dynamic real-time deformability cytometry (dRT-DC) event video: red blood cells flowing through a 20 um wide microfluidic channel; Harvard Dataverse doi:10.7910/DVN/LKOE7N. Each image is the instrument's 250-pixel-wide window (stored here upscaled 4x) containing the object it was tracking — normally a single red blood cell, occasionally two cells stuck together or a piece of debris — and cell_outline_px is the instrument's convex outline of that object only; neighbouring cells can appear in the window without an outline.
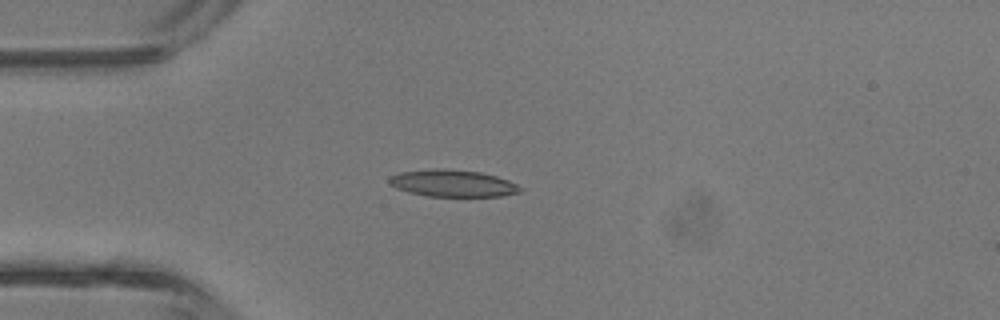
{"species": "common noctule bat (a hibernating species)", "species_latin": "Nyctalus noctula", "temperature_condition": "room temperature", "stored_images_in_passage": 32, "camera_frame_rate_fps": 3000, "um_per_image_px": 0.085, "animal": {"sex": "male", "body_mass_g": 13.3}, "frame": {"image": 1, "passage_image": 1, "time_ms": 0.0, "image_size_px": [1000, 320], "cell_outline_px": [[524, 188], [520, 192], [500, 196], [428, 196], [408, 192], [396, 188], [388, 184], [388, 176], [400, 172], [432, 168], [440, 168], [480, 172], [496, 176], [508, 180]], "centroid_in_image_um": [38.44, 15.57], "position_along_channel_um": 46.6, "area_um2": 20.69}}
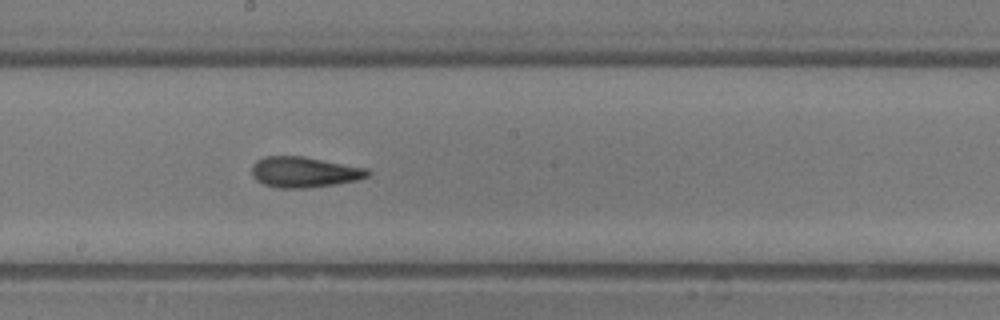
{"frame": {"image": 2, "passage_image": 13, "time_ms": 4.0, "image_size_px": [1000, 320], "cell_outline_px": [[372, 172], [368, 176], [356, 180], [336, 184], [304, 188], [280, 188], [264, 184], [256, 180], [252, 176], [252, 164], [256, 160], [264, 156], [304, 156], [368, 168]], "centroid_in_image_um": [25.86, 14.61], "position_along_channel_um": 222.3, "area_um2": 20.81}}
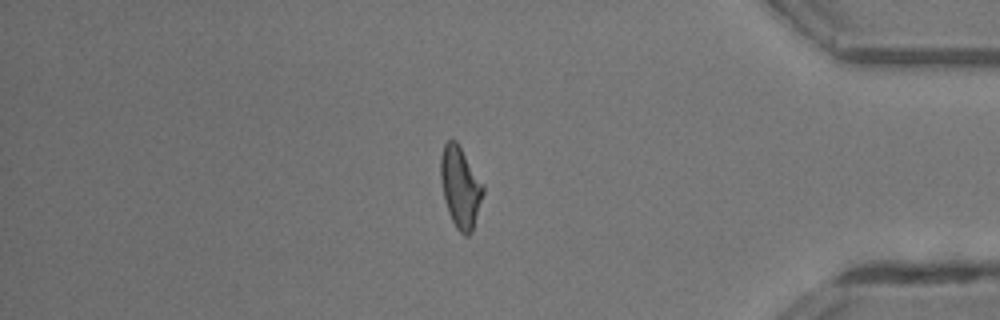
{"frame": {"image": 3, "passage_image": 26, "time_ms": 8.333, "image_size_px": [1000, 320], "cell_outline_px": [[484, 192], [472, 232], [468, 236], [464, 236], [456, 228], [448, 212], [444, 200], [440, 180], [440, 156], [444, 144], [448, 140], [456, 140], [484, 184]], "centroid_in_image_um": [39.12, 15.91], "position_along_channel_um": 396.1, "area_um2": 20.23}, "authors_computed_cell_mechanics": {"area_um2": 20.0855, "velocity_mm_per_s": 4.7848, "shape_relaxation_time_tau1_ms": 10.4666, "shape_relaxation_time_tau2_ms": 2.1258, "deformation_change_tau1": 0.2808, "deformation_change_tau2": 0.1159}}